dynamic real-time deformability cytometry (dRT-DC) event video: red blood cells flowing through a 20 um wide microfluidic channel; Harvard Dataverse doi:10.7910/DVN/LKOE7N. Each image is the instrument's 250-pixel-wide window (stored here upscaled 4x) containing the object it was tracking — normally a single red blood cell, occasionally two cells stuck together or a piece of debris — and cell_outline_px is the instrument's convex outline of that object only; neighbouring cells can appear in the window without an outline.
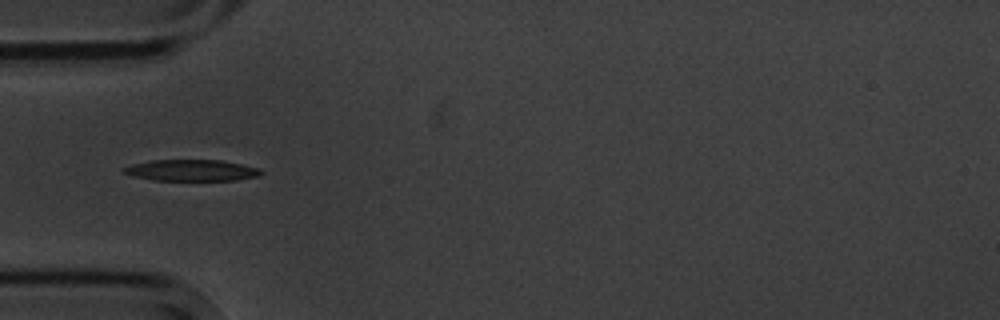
{"species": "common noctule bat (a hibernating species)", "species_latin": "Nyctalus noctula", "temperature_condition": "cold", "stored_images_in_passage": 12, "camera_frame_rate_fps": 3000, "um_per_image_px": 0.085, "animal": {"sex": "male", "body_mass_g": 20.1, "forearm_length_mm": 53.5}, "frame": {"image": 1, "passage_image": 4, "time_ms": 4.0, "image_size_px": [1000, 320], "cell_outline_px": [[264, 172], [260, 176], [236, 180], [152, 180], [132, 176], [120, 172], [120, 168], [132, 164], [152, 160], [220, 160], [260, 168]], "centroid_in_image_um": [16.24, 14.48], "position_along_channel_um": 68.8, "area_um2": 17.22}}
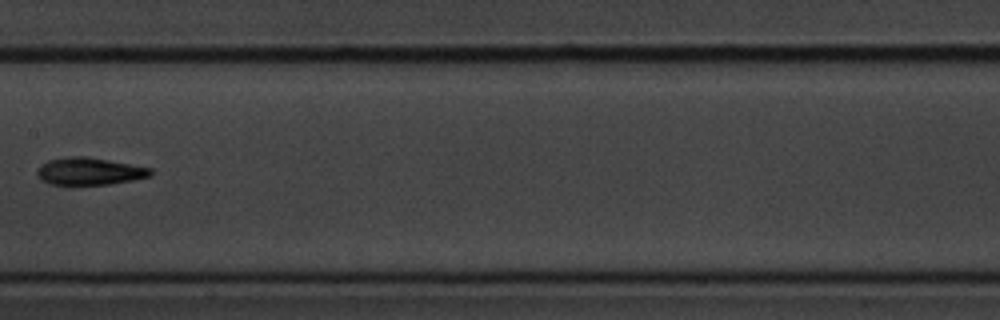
{"frame": {"image": 2, "passage_image": 7, "time_ms": 7.667, "image_size_px": [1000, 320], "cell_outline_px": [[152, 176], [132, 180], [108, 184], [72, 188], [48, 184], [40, 180], [36, 172], [40, 164], [48, 160], [68, 156], [84, 156], [108, 160], [152, 168]], "centroid_in_image_um": [7.52, 14.61], "position_along_channel_um": 199.9, "area_um2": 18.9}}
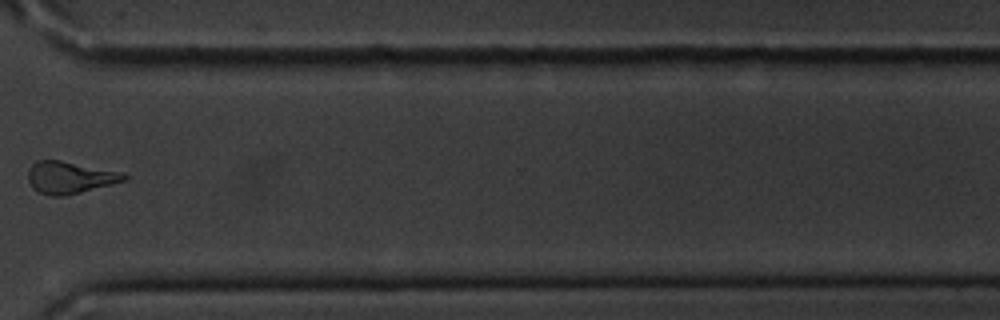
{"frame": {"image": 3, "passage_image": 11, "time_ms": 12.333, "image_size_px": [1000, 320], "cell_outline_px": [[128, 180], [64, 196], [52, 196], [40, 192], [32, 188], [28, 180], [28, 172], [32, 164], [36, 160], [60, 160], [116, 172], [128, 176]], "centroid_in_image_um": [5.87, 15.09], "position_along_channel_um": 364.7, "area_um2": 17.51}, "authors_computed_cell_mechanics": {"area_um2": 17.4845, "velocity_mm_per_s": 3.5342, "shape_relaxation_time_tau1_ms": 2.3077, "shape_relaxation_time_tau2_ms": null, "deformation_change_tau1": 0.092, "deformation_change_tau2": null}}